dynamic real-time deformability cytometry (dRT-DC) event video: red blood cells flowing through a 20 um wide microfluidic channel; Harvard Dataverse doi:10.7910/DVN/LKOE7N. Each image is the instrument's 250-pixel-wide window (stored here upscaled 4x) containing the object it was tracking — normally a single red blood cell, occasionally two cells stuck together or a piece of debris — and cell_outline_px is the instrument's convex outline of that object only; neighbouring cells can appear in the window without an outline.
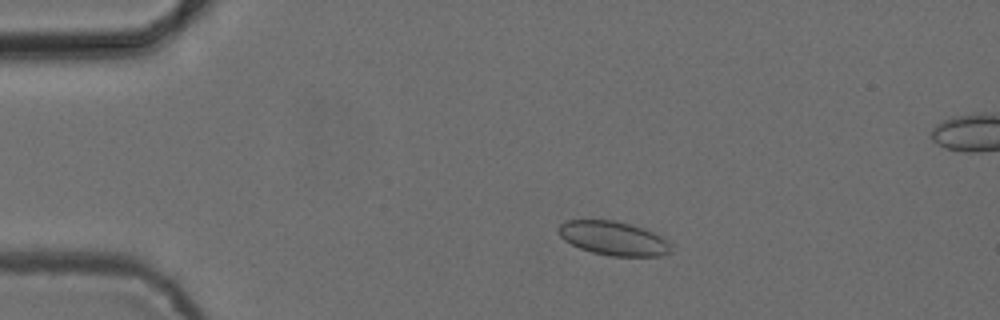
{"species": "common noctule bat (a hibernating species)", "species_latin": "Nyctalus noctula", "temperature_condition": "cold", "stored_images_in_passage": 53, "camera_frame_rate_fps": 3000, "um_per_image_px": 0.085, "animal": {"sex": "female", "body_mass_g": 24.6, "forearm_length_mm": 56.2}, "frame": {"image": 1, "passage_image": 10, "time_ms": 3.0, "image_size_px": [1000, 320], "cell_outline_px": [[668, 252], [660, 256], [608, 256], [592, 252], [580, 248], [564, 240], [560, 236], [556, 228], [560, 224], [568, 220], [612, 220], [632, 224], [652, 232], [668, 240]], "centroid_in_image_um": [52.08, 20.25], "position_along_channel_um": 32.9, "area_um2": 22.08}}
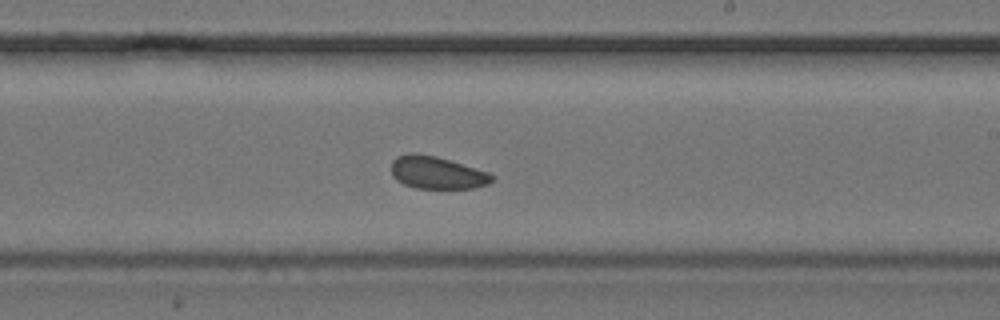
{"frame": {"image": 2, "passage_image": 31, "time_ms": 10.0, "image_size_px": [1000, 320], "cell_outline_px": [[496, 176], [488, 184], [472, 188], [416, 188], [404, 184], [396, 180], [392, 176], [392, 160], [396, 156], [408, 152], [412, 152], [436, 156], [488, 172]], "centroid_in_image_um": [37.11, 14.66], "position_along_channel_um": 251.9, "area_um2": 19.07}}
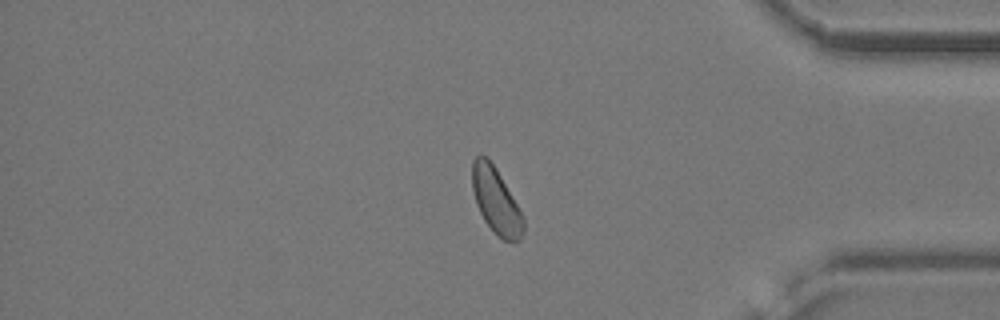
{"frame": {"image": 3, "passage_image": 44, "time_ms": 14.333, "image_size_px": [1000, 320], "cell_outline_px": [[524, 232], [520, 240], [504, 240], [496, 236], [484, 220], [476, 204], [472, 188], [472, 160], [480, 152], [496, 168], [524, 216]], "centroid_in_image_um": [42.16, 17.08], "position_along_channel_um": 393.0, "area_um2": 19.65}, "authors_computed_cell_mechanics": {"area_um2": 19.7676, "velocity_mm_per_s": 3.8338, "shape_relaxation_time_tau1_ms": null, "shape_relaxation_time_tau2_ms": 3.2202, "deformation_change_tau1": null, "deformation_change_tau2": 0.0647}}